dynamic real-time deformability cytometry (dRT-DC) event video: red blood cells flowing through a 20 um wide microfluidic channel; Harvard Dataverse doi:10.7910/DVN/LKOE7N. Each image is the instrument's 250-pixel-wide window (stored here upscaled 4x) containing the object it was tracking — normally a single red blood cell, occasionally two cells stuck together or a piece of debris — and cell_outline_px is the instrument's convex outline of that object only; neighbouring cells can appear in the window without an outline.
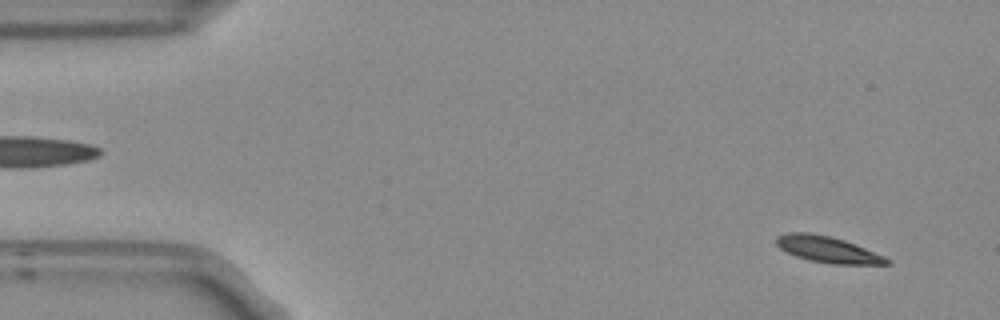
{"species": "Egyptian fruit bat (a non-hibernating species)", "species_latin": "Rousettus aegyptiacus", "temperature_condition": "room temperature", "stored_images_in_passage": 53, "camera_frame_rate_fps": 3000, "um_per_image_px": 0.085, "frame": {"image": 1, "passage_image": 3, "time_ms": 0.667, "image_size_px": [1000, 320], "cell_outline_px": [[892, 264], [832, 264], [812, 260], [796, 256], [780, 248], [776, 244], [776, 236], [788, 232], [808, 232], [828, 236], [844, 240], [884, 256], [892, 260]], "centroid_in_image_um": [70.36, 21.2], "position_along_channel_um": 14.6, "area_um2": 16.65}}
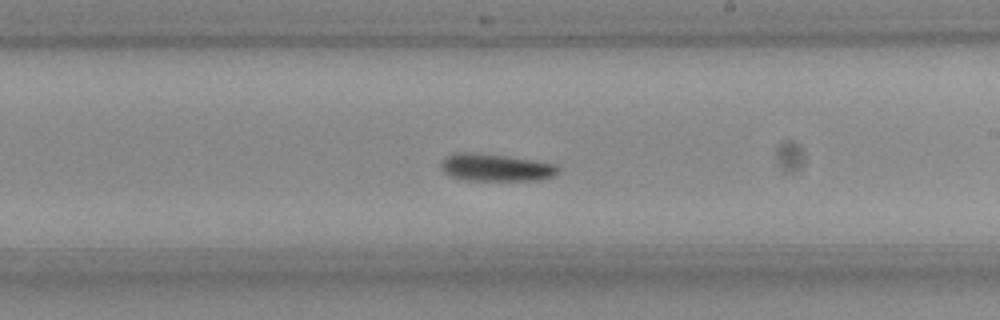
{"frame": {"image": 2, "passage_image": 30, "time_ms": 9.667, "image_size_px": [1000, 320], "cell_outline_px": [[560, 172], [544, 180], [464, 180], [448, 176], [440, 168], [440, 164], [444, 156], [456, 152], [476, 152], [532, 160], [556, 164], [560, 168]], "centroid_in_image_um": [42.1, 14.24], "position_along_channel_um": 246.9, "area_um2": 18.96}}
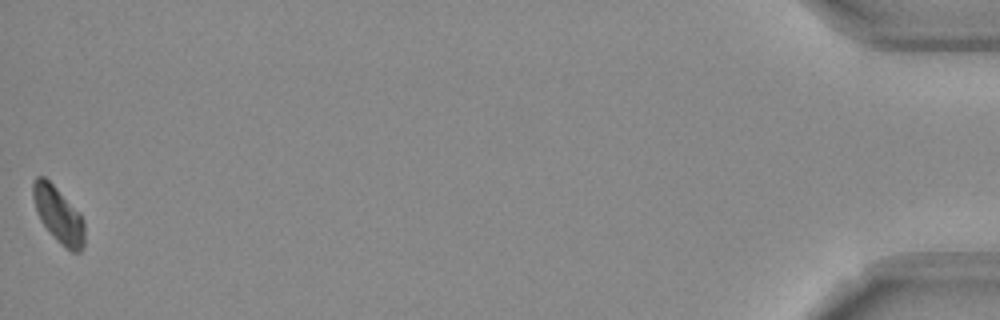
{"frame": {"image": 3, "passage_image": 53, "time_ms": 17.333, "image_size_px": [1000, 320], "cell_outline_px": [[84, 244], [80, 252], [72, 252], [60, 244], [40, 220], [36, 212], [32, 196], [32, 180], [36, 176], [44, 176], [80, 212], [84, 220]], "centroid_in_image_um": [4.96, 18.25], "position_along_channel_um": 430.2, "area_um2": 16.88}, "authors_computed_cell_mechanics": {"area_um2": 17.4556, "velocity_mm_per_s": 3.7269, "shape_relaxation_time_tau1_ms": 6.1274, "shape_relaxation_time_tau2_ms": null, "deformation_change_tau1": 0.1722, "deformation_change_tau2": null}}